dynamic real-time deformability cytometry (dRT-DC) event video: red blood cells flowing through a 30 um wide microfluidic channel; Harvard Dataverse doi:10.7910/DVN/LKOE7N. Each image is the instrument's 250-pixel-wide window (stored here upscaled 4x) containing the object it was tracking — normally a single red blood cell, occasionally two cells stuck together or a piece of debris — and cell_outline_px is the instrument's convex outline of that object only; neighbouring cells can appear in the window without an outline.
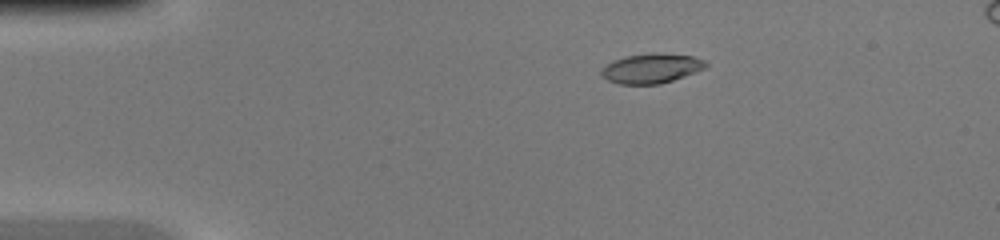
{"species": "common noctule bat (a hibernating species)", "species_latin": "Nyctalus noctula", "temperature_condition": "warm", "stored_images_in_passage": 15, "camera_frame_rate_fps": 3000, "um_per_image_px": 0.085, "animal": {"sex": "female", "body_mass_g": 20.0, "forearm_length_mm": 54.0}, "frame": {"image": 1, "passage_image": 9, "time_ms": 2.667, "image_size_px": [1000, 240], "cell_outline_px": [[708, 64], [704, 68], [696, 72], [660, 84], [620, 84], [608, 80], [600, 76], [600, 68], [612, 60], [624, 56], [656, 52], [692, 56], [704, 60]], "centroid_in_image_um": [55.31, 5.8], "position_along_channel_um": 29.7, "area_um2": 18.21}}